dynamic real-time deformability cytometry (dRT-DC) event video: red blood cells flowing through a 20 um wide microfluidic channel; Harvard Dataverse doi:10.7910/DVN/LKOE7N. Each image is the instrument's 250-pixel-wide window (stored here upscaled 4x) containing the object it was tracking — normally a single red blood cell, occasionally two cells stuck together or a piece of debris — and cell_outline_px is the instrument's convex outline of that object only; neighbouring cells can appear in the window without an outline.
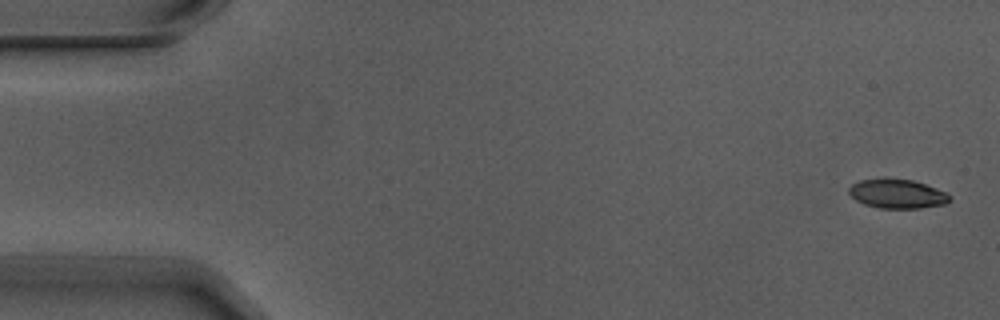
{"species": "Egyptian fruit bat (a non-hibernating species)", "species_latin": "Rousettus aegyptiacus", "temperature_condition": "warm", "stored_images_in_passage": 4, "camera_frame_rate_fps": 3000, "um_per_image_px": 0.085, "animal": {"sex": "male"}, "frame": {"image": 1, "passage_image": 1, "time_ms": 0.0, "image_size_px": [1000, 320], "cell_outline_px": [[952, 200], [948, 204], [920, 208], [880, 208], [864, 204], [856, 200], [848, 192], [848, 188], [852, 184], [860, 180], [880, 176], [884, 176], [912, 180], [936, 188], [944, 192]], "centroid_in_image_um": [76.23, 16.44], "position_along_channel_um": 8.8, "area_um2": 17.51}}
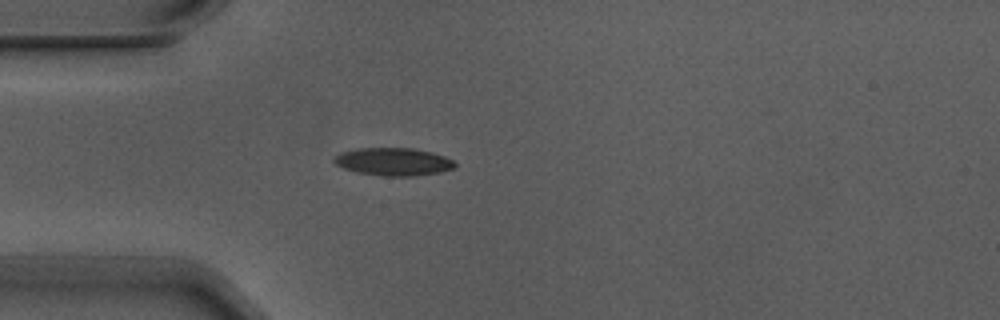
{"frame": {"image": 2, "passage_image": 4, "time_ms": 1.0, "image_size_px": [1000, 320], "cell_outline_px": [[456, 168], [440, 172], [416, 176], [384, 176], [356, 172], [344, 168], [336, 164], [332, 160], [340, 152], [356, 148], [412, 148], [432, 152], [444, 156], [452, 160], [456, 164]], "centroid_in_image_um": [33.45, 13.74], "position_along_channel_um": 51.6, "area_um2": 19.65}}